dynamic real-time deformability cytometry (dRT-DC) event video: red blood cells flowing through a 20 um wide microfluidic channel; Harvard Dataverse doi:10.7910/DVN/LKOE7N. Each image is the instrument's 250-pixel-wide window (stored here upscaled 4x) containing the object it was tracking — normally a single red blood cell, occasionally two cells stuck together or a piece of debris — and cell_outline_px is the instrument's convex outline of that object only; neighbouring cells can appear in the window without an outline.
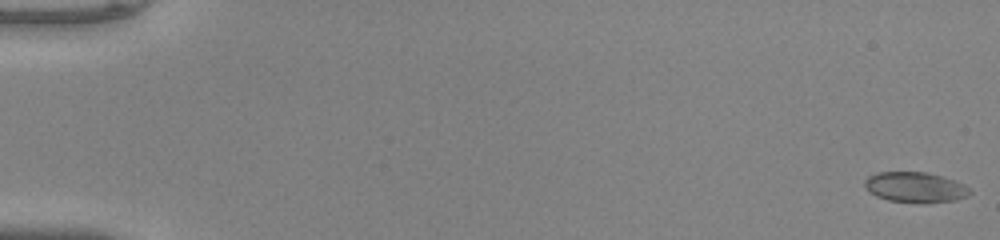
{"species": "common noctule bat (a hibernating species)", "species_latin": "Nyctalus noctula", "temperature_condition": "warm", "stored_images_in_passage": 51, "camera_frame_rate_fps": 3000, "um_per_image_px": 0.085, "animal": {"sex": "male", "body_mass_g": 20.0, "forearm_length_mm": 53.3}, "frame": {"image": 1, "passage_image": 1, "time_ms": 0.0, "image_size_px": [1000, 240], "cell_outline_px": [[972, 192], [968, 196], [956, 200], [888, 200], [876, 196], [868, 192], [864, 184], [864, 180], [868, 176], [876, 172], [924, 172], [940, 176], [964, 184]], "centroid_in_image_um": [77.73, 15.87], "position_along_channel_um": 7.3, "area_um2": 17.8}}
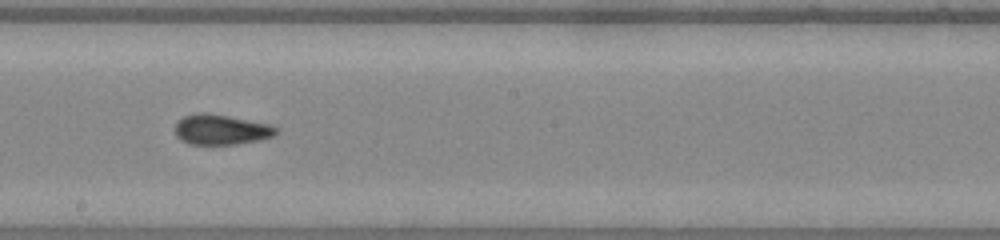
{"frame": {"image": 2, "passage_image": 30, "time_ms": 9.667, "image_size_px": [1000, 240], "cell_outline_px": [[280, 128], [276, 136], [260, 140], [236, 144], [188, 144], [180, 140], [176, 136], [176, 120], [184, 116], [200, 112], [204, 112], [228, 116], [268, 124]], "centroid_in_image_um": [18.8, 11.02], "position_along_channel_um": 229.4, "area_um2": 17.92}}
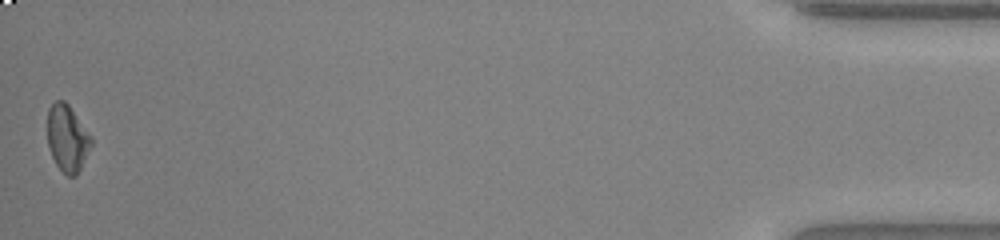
{"frame": {"image": 3, "passage_image": 51, "time_ms": 16.667, "image_size_px": [1000, 240], "cell_outline_px": [[92, 144], [76, 176], [68, 176], [56, 164], [52, 156], [48, 144], [48, 108], [56, 100], [64, 100], [68, 104], [92, 136]], "centroid_in_image_um": [5.73, 11.73], "position_along_channel_um": 429.5, "area_um2": 16.82}, "authors_computed_cell_mechanics": {"area_um2": 17.8024, "velocity_mm_per_s": 4.1194, "shape_relaxation_time_tau1_ms": null, "shape_relaxation_time_tau2_ms": 1.2998, "deformation_change_tau1": null, "deformation_change_tau2": 0.0458}}